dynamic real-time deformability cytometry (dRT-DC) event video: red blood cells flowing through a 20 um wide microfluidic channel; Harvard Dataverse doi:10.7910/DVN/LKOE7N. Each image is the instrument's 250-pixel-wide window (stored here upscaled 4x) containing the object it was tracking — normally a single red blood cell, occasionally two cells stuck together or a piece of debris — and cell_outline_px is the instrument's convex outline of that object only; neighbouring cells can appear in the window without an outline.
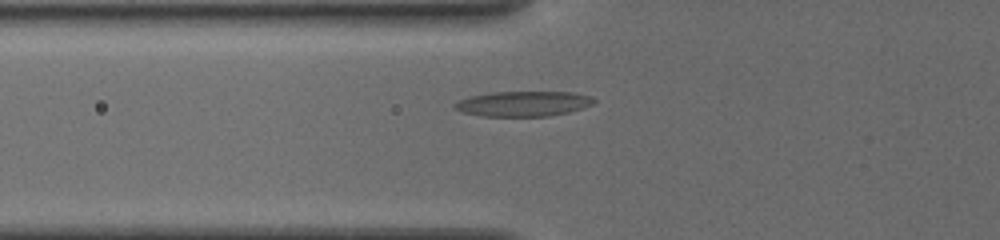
{"species": "common noctule bat (a hibernating species)", "species_latin": "Nyctalus noctula", "temperature_condition": "cold", "stored_images_in_passage": 15, "camera_frame_rate_fps": 3000, "um_per_image_px": 0.085, "animal": {"sex": "female", "body_mass_g": 19.5, "forearm_length_mm": 54.1}, "frame": {"image": 1, "passage_image": 7, "time_ms": 3.333, "image_size_px": [1000, 240], "cell_outline_px": [[596, 100], [592, 104], [584, 108], [568, 112], [548, 116], [484, 116], [464, 112], [452, 108], [452, 104], [468, 96], [492, 92], [572, 92], [592, 96]], "centroid_in_image_um": [44.47, 8.81], "position_along_channel_um": 81.3, "area_um2": 20.46}}
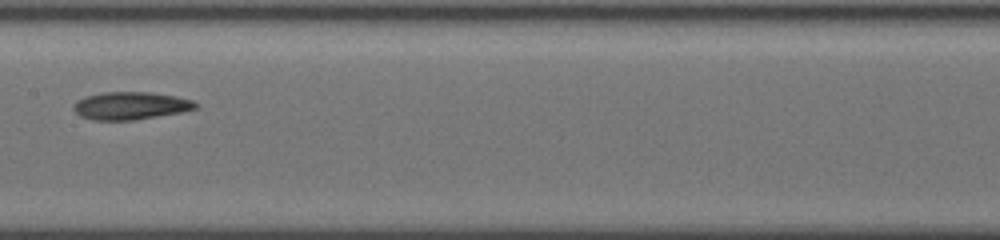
{"frame": {"image": 2, "passage_image": 12, "time_ms": 6.333, "image_size_px": [1000, 240], "cell_outline_px": [[196, 108], [180, 112], [132, 120], [96, 120], [80, 116], [72, 108], [72, 104], [76, 100], [84, 96], [104, 92], [152, 92], [176, 96], [192, 100], [196, 104]], "centroid_in_image_um": [11.03, 8.97], "position_along_channel_um": 196.4, "area_um2": 19.59}}
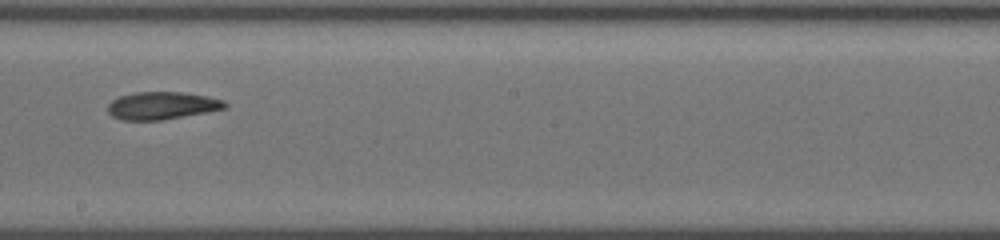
{"frame": {"image": 3, "passage_image": 14, "time_ms": 7.333, "image_size_px": [1000, 240], "cell_outline_px": [[228, 104], [224, 108], [204, 112], [160, 120], [120, 120], [112, 116], [108, 112], [108, 104], [112, 100], [120, 96], [136, 92], [180, 92], [208, 96], [224, 100]], "centroid_in_image_um": [13.73, 8.97], "position_along_channel_um": 234.5, "area_um2": 18.61}}